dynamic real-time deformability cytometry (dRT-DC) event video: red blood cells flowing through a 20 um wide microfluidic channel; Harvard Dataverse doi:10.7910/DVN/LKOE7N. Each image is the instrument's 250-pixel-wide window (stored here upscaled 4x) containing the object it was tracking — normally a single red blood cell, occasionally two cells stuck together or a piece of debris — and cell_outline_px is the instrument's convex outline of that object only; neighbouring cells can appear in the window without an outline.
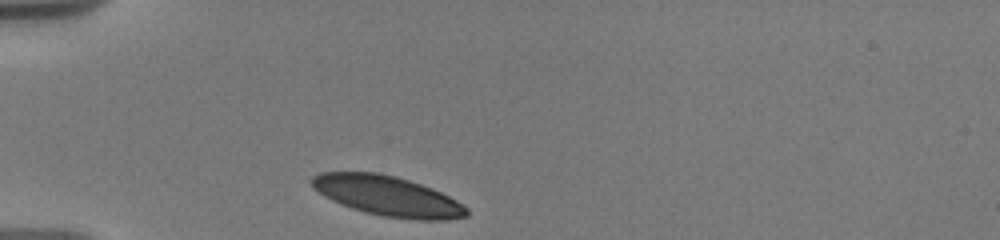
{"species": "human", "species_latin": "Homo sapiens", "temperature_condition": "warm", "stored_images_in_passage": 57, "camera_frame_rate_fps": 3000, "um_per_image_px": 0.085, "donor": {"sex": "male"}, "frame": {"image": 1, "passage_image": 1, "time_ms": 0.0, "image_size_px": [1000, 240], "cell_outline_px": [[468, 216], [444, 220], [416, 220], [384, 216], [364, 212], [352, 208], [332, 200], [324, 196], [312, 188], [308, 180], [312, 176], [320, 172], [376, 172], [396, 176], [432, 188], [456, 200], [468, 208]], "centroid_in_image_um": [32.91, 16.65], "position_along_channel_um": 52.1, "area_um2": 36.13}}
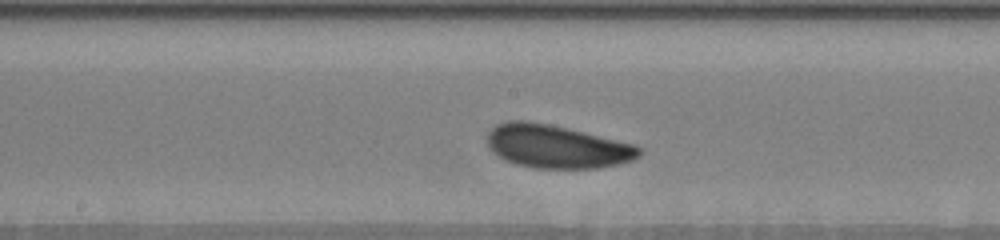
{"frame": {"image": 2, "passage_image": 30, "time_ms": 4.667, "image_size_px": [1000, 240], "cell_outline_px": [[640, 156], [632, 160], [620, 164], [596, 168], [536, 168], [516, 164], [492, 152], [488, 144], [488, 132], [496, 124], [508, 120], [524, 120], [548, 124], [636, 144], [640, 148]], "centroid_in_image_um": [47.33, 12.45], "position_along_channel_um": 200.9, "area_um2": 38.03}}
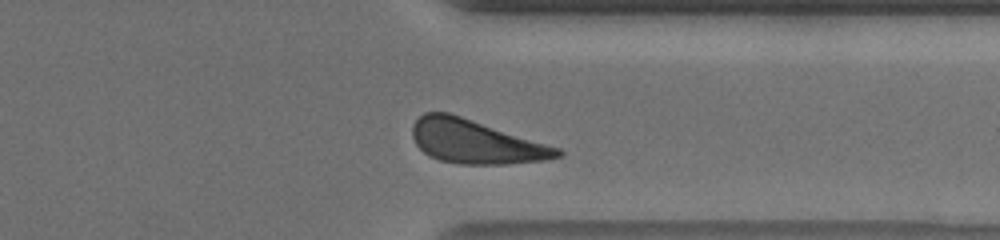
{"frame": {"image": 3, "passage_image": 50, "time_ms": 9.333, "image_size_px": [1000, 240], "cell_outline_px": [[564, 156], [544, 160], [504, 164], [460, 164], [440, 160], [428, 156], [416, 144], [412, 136], [412, 124], [424, 112], [448, 112], [560, 148], [564, 152]], "centroid_in_image_um": [40.42, 12.05], "position_along_channel_um": 371.0, "area_um2": 36.76}, "authors_computed_cell_mechanics": {"area_um2": 37.4544, "velocity_mm_per_s": 3.6329, "shape_relaxation_time_tau1_ms": 2.0332, "shape_relaxation_time_tau2_ms": null, "deformation_change_tau1": 0.1009, "deformation_change_tau2": null}}